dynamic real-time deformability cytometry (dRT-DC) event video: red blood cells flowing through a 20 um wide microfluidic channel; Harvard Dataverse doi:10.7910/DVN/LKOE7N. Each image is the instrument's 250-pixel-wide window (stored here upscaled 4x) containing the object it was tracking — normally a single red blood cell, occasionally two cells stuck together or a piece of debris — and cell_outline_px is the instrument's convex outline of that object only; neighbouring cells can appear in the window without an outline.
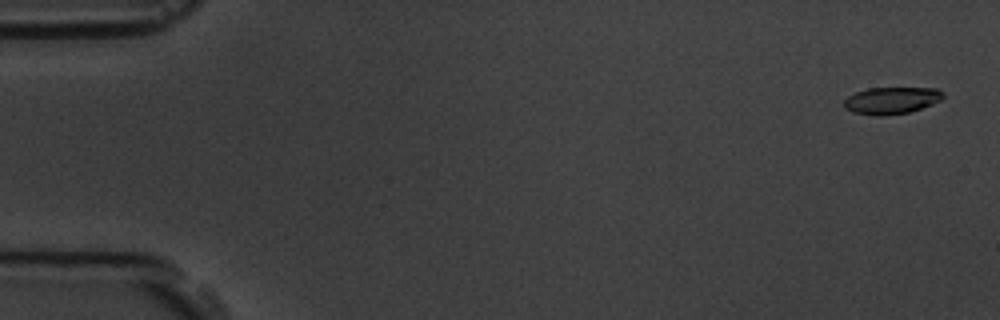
{"species": "common noctule bat (a hibernating species)", "species_latin": "Nyctalus noctula", "temperature_condition": "room temperature", "stored_images_in_passage": 4, "camera_frame_rate_fps": 3000, "um_per_image_px": 0.085, "animal": {"sex": "male", "body_mass_g": 19.5, "forearm_length_mm": 54.6}, "frame": {"image": 1, "passage_image": 1, "time_ms": 0.0, "image_size_px": [1000, 320], "cell_outline_px": [[944, 96], [940, 100], [932, 104], [908, 112], [884, 116], [876, 116], [852, 112], [844, 108], [844, 100], [848, 96], [856, 92], [868, 88], [936, 88], [944, 92]], "centroid_in_image_um": [75.75, 8.54], "position_along_channel_um": 9.2, "area_um2": 15.55}}